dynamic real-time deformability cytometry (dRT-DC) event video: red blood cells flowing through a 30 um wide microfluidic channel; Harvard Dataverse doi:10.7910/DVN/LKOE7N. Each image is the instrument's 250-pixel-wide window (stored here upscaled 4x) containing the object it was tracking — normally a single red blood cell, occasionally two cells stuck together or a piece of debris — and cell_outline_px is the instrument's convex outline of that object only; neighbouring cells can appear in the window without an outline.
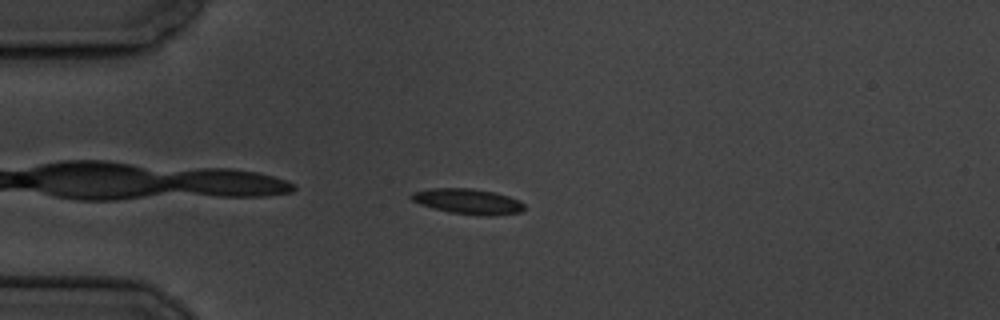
{"species": "common noctule bat (a hibernating species)", "species_latin": "Nyctalus noctula", "temperature_condition": "cold", "stored_images_in_passage": 45, "camera_frame_rate_fps": 3000, "um_per_image_px": 0.085, "animal": {"sex": "male", "body_mass_g": 19.5, "forearm_length_mm": 54.6}, "frame": {"image": 1, "passage_image": 2, "time_ms": 0.333, "image_size_px": [1000, 320], "cell_outline_px": [[524, 208], [520, 212], [492, 216], [476, 216], [452, 212], [420, 204], [412, 200], [408, 196], [412, 192], [432, 188], [472, 188], [496, 192], [520, 200], [524, 204]], "centroid_in_image_um": [39.8, 17.11], "position_along_channel_um": 45.2, "area_um2": 16.76}}
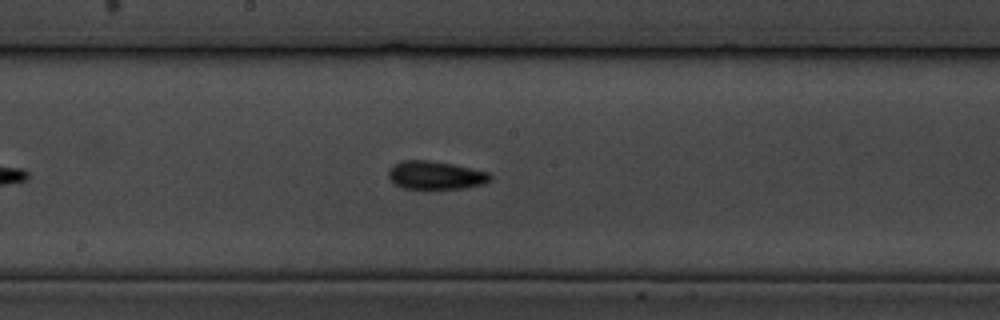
{"frame": {"image": 2, "passage_image": 18, "time_ms": 5.667, "image_size_px": [1000, 320], "cell_outline_px": [[492, 180], [484, 184], [464, 188], [404, 188], [396, 184], [388, 176], [388, 172], [396, 164], [404, 160], [428, 160], [452, 164], [488, 172], [492, 176]], "centroid_in_image_um": [37.07, 14.89], "position_along_channel_um": 211.1, "area_um2": 16.42}}
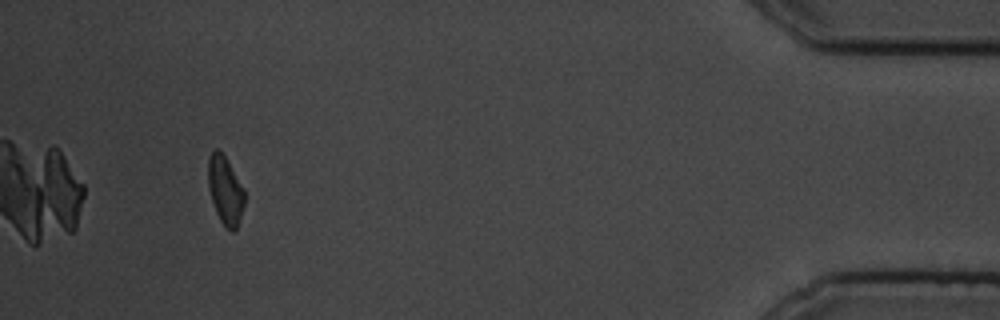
{"frame": {"image": 3, "passage_image": 41, "time_ms": 13.333, "image_size_px": [1000, 320], "cell_outline_px": [[244, 204], [236, 228], [232, 232], [220, 220], [216, 212], [208, 188], [208, 156], [212, 148], [216, 148], [224, 156], [244, 188]], "centroid_in_image_um": [19.12, 16.13], "position_along_channel_um": 416.1, "area_um2": 14.22}, "authors_computed_cell_mechanics": {"area_um2": 15.895, "velocity_mm_per_s": 3.5031, "shape_relaxation_time_tau1_ms": 8.1524, "shape_relaxation_time_tau2_ms": 4.5795, "deformation_change_tau1": 0.1671, "deformation_change_tau2": 0.1045}}